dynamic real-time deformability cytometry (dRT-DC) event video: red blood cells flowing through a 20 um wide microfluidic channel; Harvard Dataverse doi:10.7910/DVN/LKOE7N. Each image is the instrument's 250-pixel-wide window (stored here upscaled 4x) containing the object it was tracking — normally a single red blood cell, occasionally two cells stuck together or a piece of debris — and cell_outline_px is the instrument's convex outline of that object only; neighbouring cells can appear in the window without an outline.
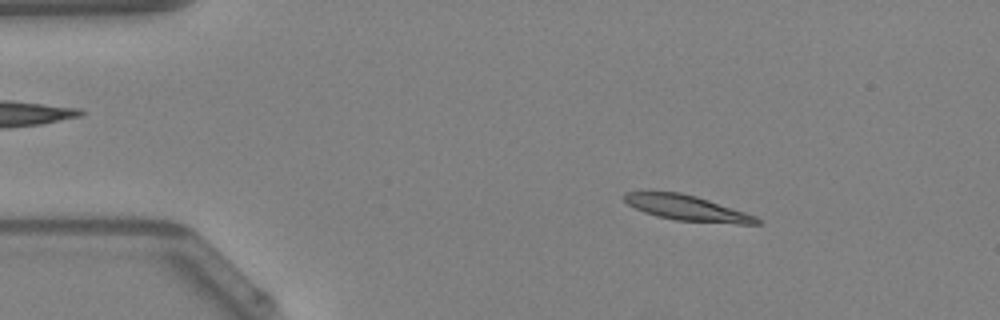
{"species": "Egyptian fruit bat (a non-hibernating species)", "species_latin": "Rousettus aegyptiacus", "temperature_condition": "warm", "stored_images_in_passage": 47, "camera_frame_rate_fps": 3000, "um_per_image_px": 0.085, "animal": {"sex": "female"}, "frame": {"image": 1, "passage_image": 7, "time_ms": 2.0, "image_size_px": [1000, 320], "cell_outline_px": [[760, 224], [736, 224], [676, 220], [656, 216], [644, 212], [628, 204], [624, 200], [624, 196], [628, 192], [680, 192], [696, 196], [756, 216], [760, 220]], "centroid_in_image_um": [58.42, 17.69], "position_along_channel_um": 26.6, "area_um2": 19.25}}
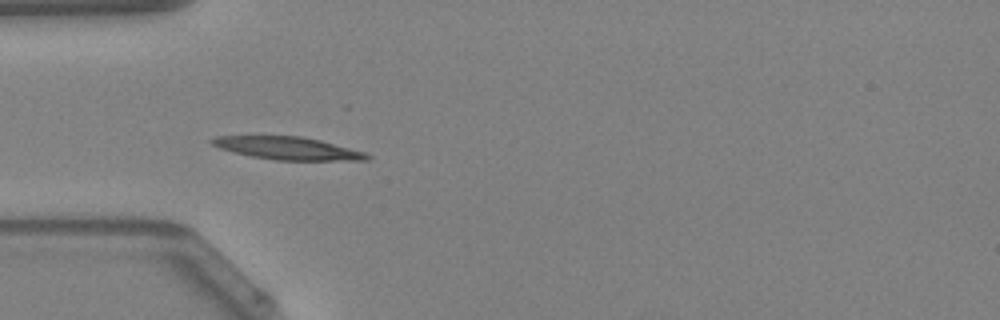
{"frame": {"image": 2, "passage_image": 14, "time_ms": 4.333, "image_size_px": [1000, 320], "cell_outline_px": [[372, 156], [368, 160], [276, 160], [252, 156], [232, 152], [220, 148], [212, 144], [208, 140], [216, 136], [300, 136], [320, 140], [364, 152]], "centroid_in_image_um": [24.43, 12.6], "position_along_channel_um": 60.6, "area_um2": 20.35}}
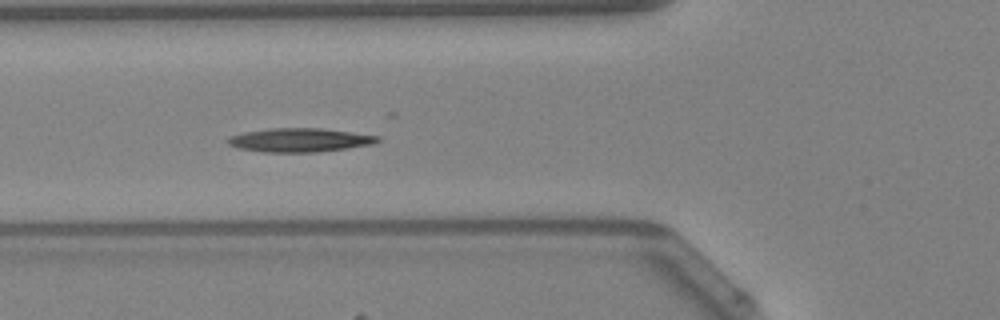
{"frame": {"image": 3, "passage_image": 17, "time_ms": 5.333, "image_size_px": [1000, 320], "cell_outline_px": [[380, 140], [376, 144], [348, 148], [316, 152], [264, 152], [236, 148], [228, 144], [228, 136], [244, 132], [272, 128], [324, 128], [380, 136]], "centroid_in_image_um": [25.5, 11.9], "position_along_channel_um": 100.3, "area_um2": 20.92}, "authors_computed_cell_mechanics": {"area_um2": 19.363, "velocity_mm_per_s": 4.2097, "shape_relaxation_time_tau1_ms": 2.6858, "shape_relaxation_time_tau2_ms": null, "deformation_change_tau1": 0.138, "deformation_change_tau2": null}}